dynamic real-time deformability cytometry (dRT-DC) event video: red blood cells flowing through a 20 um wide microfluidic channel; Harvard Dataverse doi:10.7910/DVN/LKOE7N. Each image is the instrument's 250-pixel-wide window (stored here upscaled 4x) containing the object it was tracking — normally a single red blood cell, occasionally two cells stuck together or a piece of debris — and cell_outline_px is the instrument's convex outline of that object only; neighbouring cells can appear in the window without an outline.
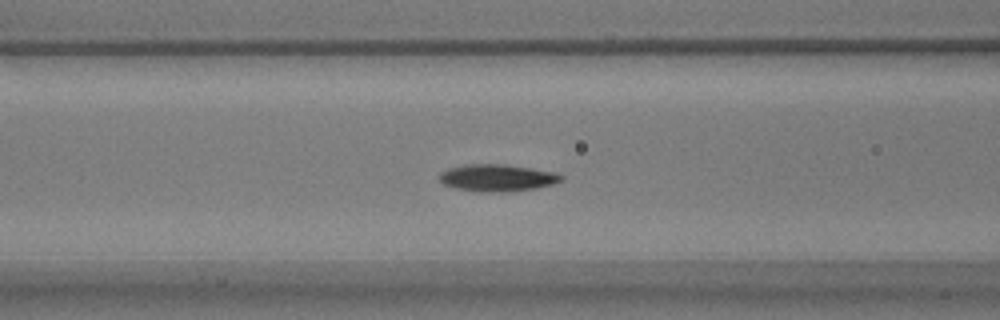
{"species": "common noctule bat (a hibernating species)", "species_latin": "Nyctalus noctula", "temperature_condition": "warm", "stored_images_in_passage": 43, "camera_frame_rate_fps": 3000, "um_per_image_px": 0.085, "animal": {"sex": "male", "body_mass_g": 17.9}, "frame": {"image": 1, "passage_image": 10, "time_ms": 3.0, "image_size_px": [1000, 320], "cell_outline_px": [[564, 180], [552, 184], [536, 188], [508, 192], [488, 192], [456, 188], [444, 184], [440, 180], [440, 172], [448, 168], [468, 164], [504, 164], [556, 172], [564, 176]], "centroid_in_image_um": [42.3, 15.11], "position_along_channel_um": 124.3, "area_um2": 19.13}}
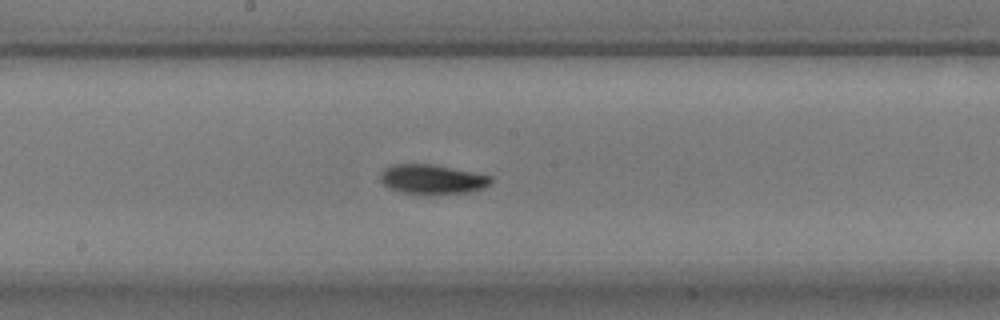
{"frame": {"image": 2, "passage_image": 17, "time_ms": 5.333, "image_size_px": [1000, 320], "cell_outline_px": [[492, 180], [484, 188], [468, 192], [428, 196], [400, 192], [388, 188], [380, 180], [380, 172], [384, 168], [392, 164], [432, 164], [492, 176]], "centroid_in_image_um": [36.69, 15.26], "position_along_channel_um": 211.5, "area_um2": 19.42}}
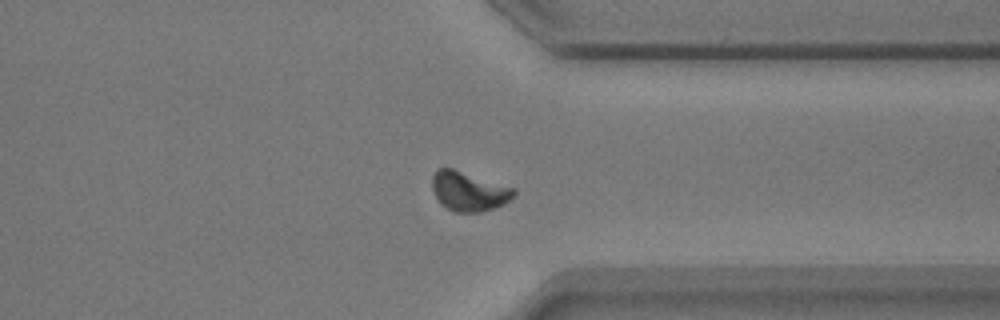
{"frame": {"image": 3, "passage_image": 30, "time_ms": 9.667, "image_size_px": [1000, 320], "cell_outline_px": [[516, 192], [504, 204], [480, 212], [456, 212], [440, 204], [432, 188], [432, 176], [436, 168], [452, 168], [512, 188]], "centroid_in_image_um": [39.78, 16.26], "position_along_channel_um": 371.6, "area_um2": 18.32}, "authors_computed_cell_mechanics": {"area_um2": 18.2648, "velocity_mm_per_s": 3.739, "shape_relaxation_time_tau1_ms": 2.5218, "shape_relaxation_time_tau2_ms": null, "deformation_change_tau1": 0.1422, "deformation_change_tau2": null}}